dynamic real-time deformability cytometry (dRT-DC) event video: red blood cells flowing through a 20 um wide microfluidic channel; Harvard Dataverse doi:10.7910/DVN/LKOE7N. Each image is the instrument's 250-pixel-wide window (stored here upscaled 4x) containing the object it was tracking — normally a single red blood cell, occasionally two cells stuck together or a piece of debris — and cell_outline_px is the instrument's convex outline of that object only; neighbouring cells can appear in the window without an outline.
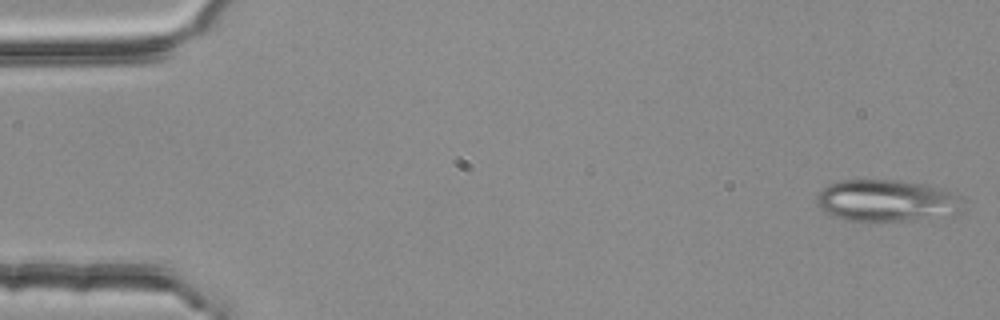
{"species": "common noctule bat (a hibernating species)", "species_latin": "Nyctalus noctula", "temperature_condition": "room temperature", "stored_images_in_passage": 5, "camera_frame_rate_fps": 3000, "um_per_image_px": 0.085, "animal": {"sex": "female", "body_mass_g": 25.1}, "frame": {"image": 1, "passage_image": 5, "time_ms": 1.333, "image_size_px": [1000, 320], "cell_outline_px": [[968, 200], [964, 208], [960, 212], [952, 216], [904, 220], [844, 220], [832, 216], [824, 212], [820, 208], [816, 200], [816, 196], [828, 184], [840, 180], [900, 180], [928, 184], [944, 188], [956, 192], [964, 196]], "centroid_in_image_um": [75.51, 17.04], "position_along_channel_um": 9.5, "area_um2": 36.53}}